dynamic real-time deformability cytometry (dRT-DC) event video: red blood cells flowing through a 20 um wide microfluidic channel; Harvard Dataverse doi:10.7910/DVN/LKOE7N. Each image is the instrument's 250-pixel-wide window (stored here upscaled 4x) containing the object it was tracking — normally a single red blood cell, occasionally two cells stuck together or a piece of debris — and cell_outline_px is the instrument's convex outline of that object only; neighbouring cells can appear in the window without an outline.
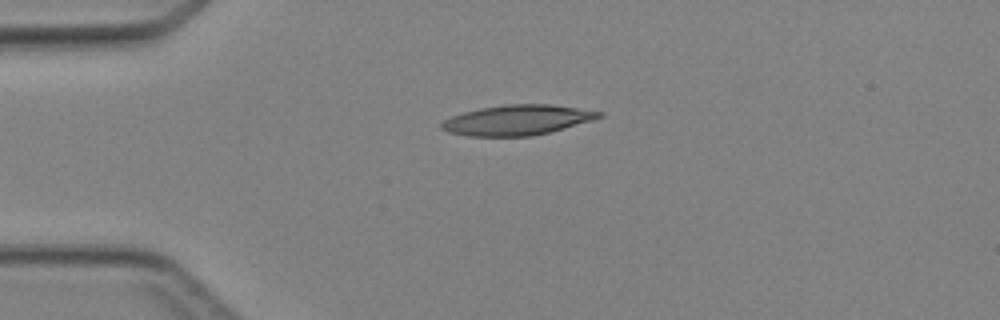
{"species": "Egyptian fruit bat (a non-hibernating species)", "species_latin": "Rousettus aegyptiacus", "temperature_condition": "cold", "stored_images_in_passage": 3, "camera_frame_rate_fps": 3000, "um_per_image_px": 0.085, "animal": {"sex": "female"}, "frame": {"image": 1, "passage_image": 1, "time_ms": 0.0, "image_size_px": [1000, 320], "cell_outline_px": [[604, 116], [592, 120], [548, 132], [532, 136], [468, 136], [448, 132], [440, 128], [440, 124], [444, 120], [452, 116], [464, 112], [480, 108], [504, 104], [552, 104], [604, 112]], "centroid_in_image_um": [43.95, 10.2], "position_along_channel_um": 41.0, "area_um2": 27.57}}
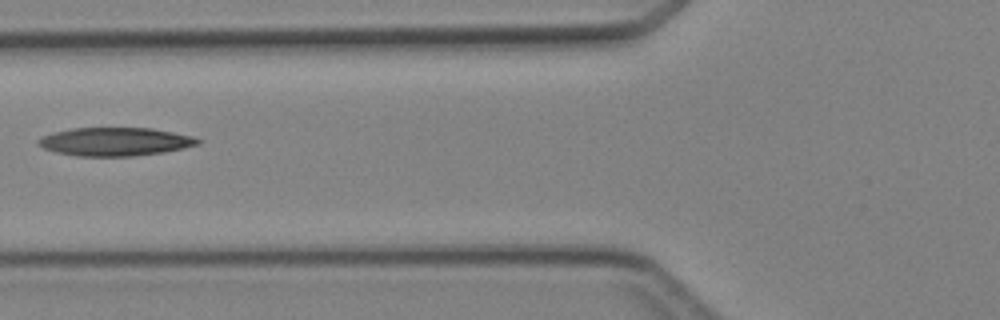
{"frame": {"image": 2, "passage_image": 3, "time_ms": 2.333, "image_size_px": [1000, 320], "cell_outline_px": [[204, 140], [200, 144], [184, 148], [164, 152], [132, 156], [76, 156], [56, 152], [44, 148], [36, 144], [36, 140], [40, 136], [52, 132], [72, 128], [152, 128], [192, 136]], "centroid_in_image_um": [9.77, 12.04], "position_along_channel_um": 116.0, "area_um2": 26.59}}